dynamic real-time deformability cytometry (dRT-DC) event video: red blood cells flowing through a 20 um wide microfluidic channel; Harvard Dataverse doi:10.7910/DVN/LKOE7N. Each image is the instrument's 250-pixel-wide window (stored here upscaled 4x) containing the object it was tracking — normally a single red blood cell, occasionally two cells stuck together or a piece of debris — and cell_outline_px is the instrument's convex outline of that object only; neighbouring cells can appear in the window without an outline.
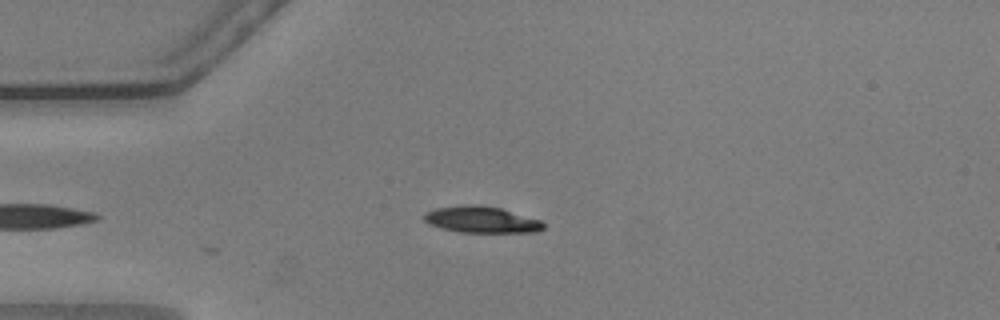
{"species": "common noctule bat (a hibernating species)", "species_latin": "Nyctalus noctula", "temperature_condition": "warm", "stored_images_in_passage": 39, "camera_frame_rate_fps": 3000, "um_per_image_px": 0.085, "animal": {"sex": "male", "body_mass_g": 20.5, "forearm_length_mm": 52.5}, "frame": {"image": 1, "passage_image": 1, "time_ms": 0.0, "image_size_px": [1000, 320], "cell_outline_px": [[544, 228], [536, 232], [460, 232], [440, 228], [428, 224], [424, 220], [424, 212], [436, 208], [464, 204], [480, 204], [500, 208], [540, 220], [544, 224]], "centroid_in_image_um": [40.88, 18.66], "position_along_channel_um": 44.1, "area_um2": 18.44}}
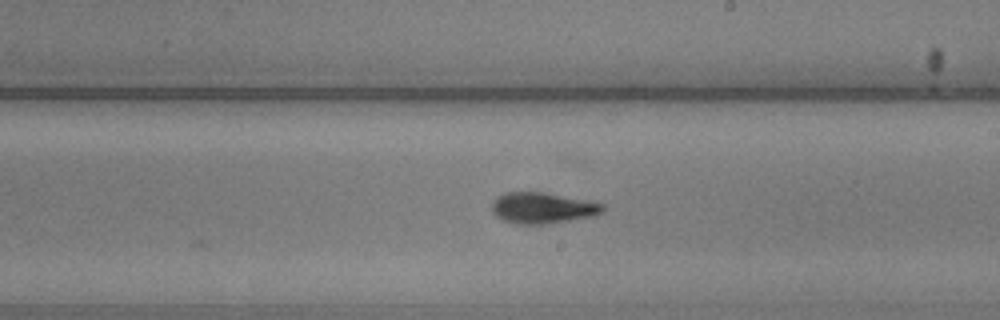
{"frame": {"image": 2, "passage_image": 19, "time_ms": 6.0, "image_size_px": [1000, 320], "cell_outline_px": [[604, 212], [596, 216], [544, 224], [516, 224], [504, 220], [496, 216], [492, 212], [492, 200], [496, 196], [504, 192], [544, 192], [604, 204]], "centroid_in_image_um": [46.09, 17.67], "position_along_channel_um": 242.9, "area_um2": 20.11}}
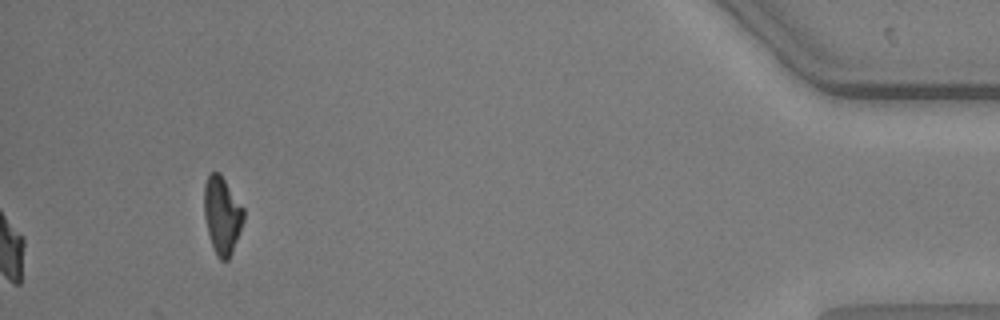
{"frame": {"image": 3, "passage_image": 39, "time_ms": 12.667, "image_size_px": [1000, 320], "cell_outline_px": [[244, 220], [232, 252], [228, 260], [220, 260], [216, 256], [208, 232], [204, 216], [204, 184], [208, 176], [212, 172], [220, 172], [244, 208]], "centroid_in_image_um": [18.88, 18.28], "position_along_channel_um": 416.3, "area_um2": 17.8}, "authors_computed_cell_mechanics": {"area_um2": 19.1318, "velocity_mm_per_s": 3.6329, "shape_relaxation_time_tau1_ms": 3.3406, "shape_relaxation_time_tau2_ms": 2.1933, "deformation_change_tau1": 0.1558, "deformation_change_tau2": 0.0908}}